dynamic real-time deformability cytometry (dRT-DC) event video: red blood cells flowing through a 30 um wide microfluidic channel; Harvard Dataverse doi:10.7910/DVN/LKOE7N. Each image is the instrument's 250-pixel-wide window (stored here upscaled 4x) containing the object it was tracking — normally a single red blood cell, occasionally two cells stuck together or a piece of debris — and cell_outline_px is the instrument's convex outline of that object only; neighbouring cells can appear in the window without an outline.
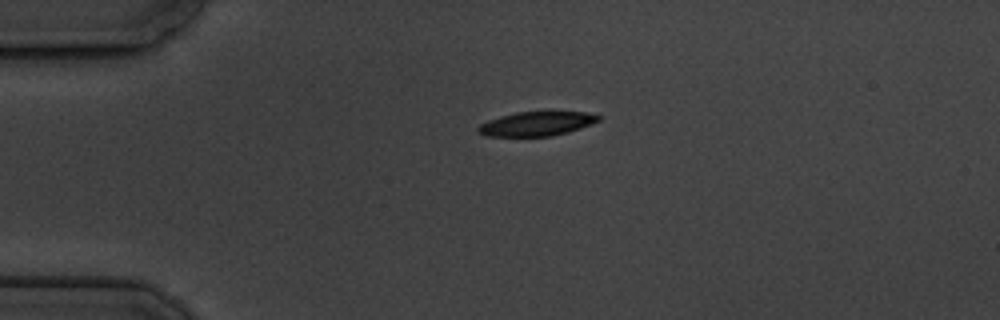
{"species": "common noctule bat (a hibernating species)", "species_latin": "Nyctalus noctula", "temperature_condition": "cold", "stored_images_in_passage": 2, "camera_frame_rate_fps": 3000, "um_per_image_px": 0.085, "animal": {"sex": "male", "body_mass_g": 19.5, "forearm_length_mm": 54.6}, "frame": {"image": 1, "passage_image": 1, "time_ms": 0.0, "image_size_px": [1000, 320], "cell_outline_px": [[600, 120], [592, 124], [568, 132], [552, 136], [484, 136], [476, 132], [476, 128], [480, 124], [488, 120], [500, 116], [516, 112], [588, 112], [600, 116]], "centroid_in_image_um": [45.58, 10.52], "position_along_channel_um": 39.4, "area_um2": 17.05}}